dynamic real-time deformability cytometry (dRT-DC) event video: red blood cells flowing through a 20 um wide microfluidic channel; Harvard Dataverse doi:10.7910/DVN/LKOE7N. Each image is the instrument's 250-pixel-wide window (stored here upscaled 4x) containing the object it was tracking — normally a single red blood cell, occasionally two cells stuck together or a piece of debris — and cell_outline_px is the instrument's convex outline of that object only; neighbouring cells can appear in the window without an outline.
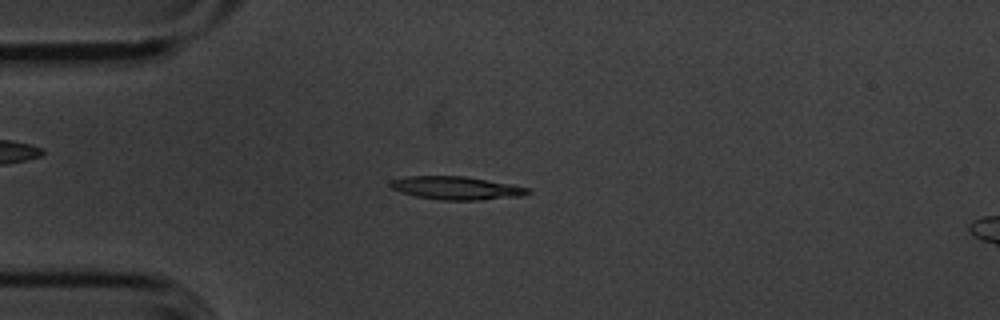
{"species": "common noctule bat (a hibernating species)", "species_latin": "Nyctalus noctula", "temperature_condition": "cold", "stored_images_in_passage": 54, "camera_frame_rate_fps": 3000, "um_per_image_px": 0.085, "animal": {"sex": "male", "body_mass_g": 20.1, "forearm_length_mm": 53.5}, "frame": {"image": 1, "passage_image": 13, "time_ms": 4.0, "image_size_px": [1000, 320], "cell_outline_px": [[532, 192], [520, 196], [480, 200], [440, 200], [416, 196], [400, 192], [392, 188], [388, 184], [392, 180], [408, 176], [464, 176], [512, 184], [528, 188]], "centroid_in_image_um": [38.78, 15.98], "position_along_channel_um": 46.2, "area_um2": 18.5}}
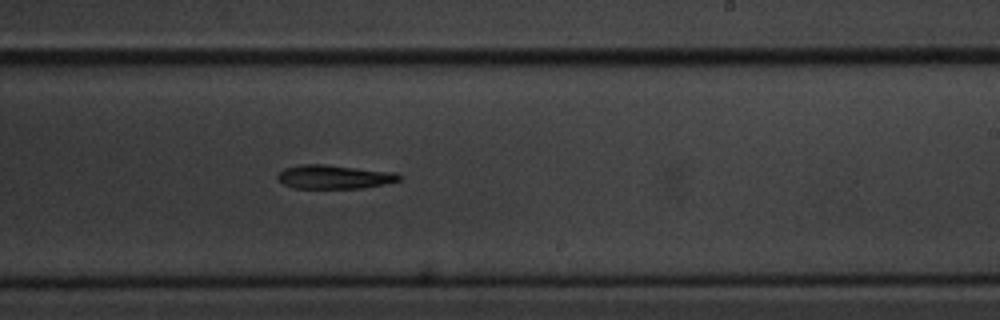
{"frame": {"image": 2, "passage_image": 32, "time_ms": 10.333, "image_size_px": [1000, 320], "cell_outline_px": [[404, 176], [400, 180], [384, 184], [364, 188], [292, 188], [284, 184], [276, 176], [284, 168], [304, 164], [324, 164], [396, 172]], "centroid_in_image_um": [28.45, 15.03], "position_along_channel_um": 260.6, "area_um2": 16.94}}
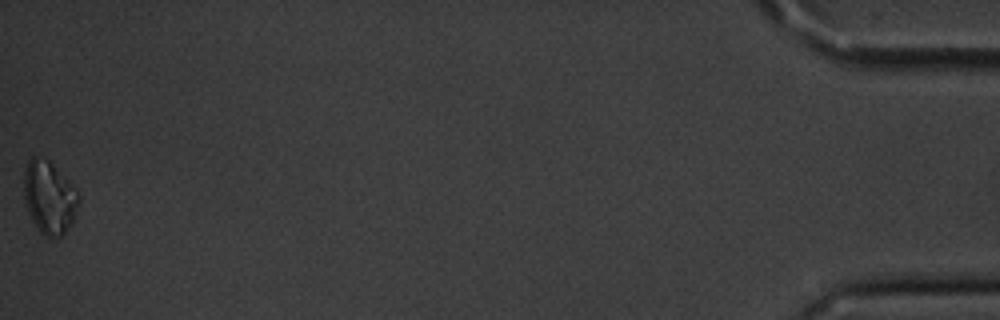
{"frame": {"image": 3, "passage_image": 54, "time_ms": 17.667, "image_size_px": [1000, 320], "cell_outline_px": [[80, 204], [72, 224], [60, 236], [52, 240], [44, 236], [36, 228], [28, 212], [24, 200], [24, 168], [28, 160], [32, 156], [36, 156], [48, 160], [76, 188], [80, 196]], "centroid_in_image_um": [4.19, 16.81], "position_along_channel_um": 431.0, "area_um2": 23.64}, "authors_computed_cell_mechanics": {"area_um2": 17.7446, "velocity_mm_per_s": 3.6181, "shape_relaxation_time_tau1_ms": 1.759, "shape_relaxation_time_tau2_ms": null, "deformation_change_tau1": 0.0869, "deformation_change_tau2": null}}